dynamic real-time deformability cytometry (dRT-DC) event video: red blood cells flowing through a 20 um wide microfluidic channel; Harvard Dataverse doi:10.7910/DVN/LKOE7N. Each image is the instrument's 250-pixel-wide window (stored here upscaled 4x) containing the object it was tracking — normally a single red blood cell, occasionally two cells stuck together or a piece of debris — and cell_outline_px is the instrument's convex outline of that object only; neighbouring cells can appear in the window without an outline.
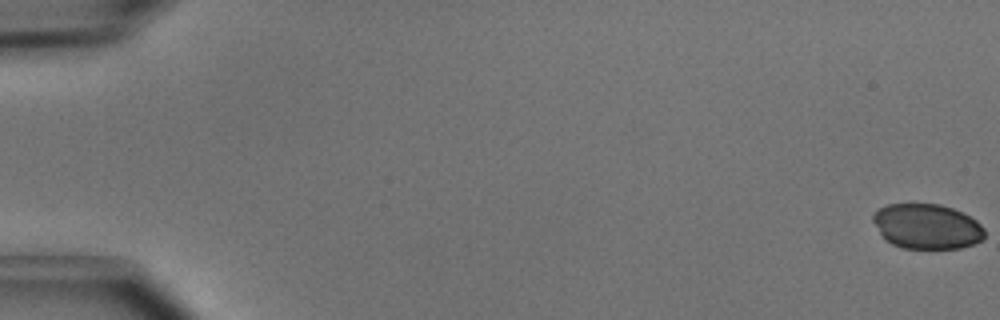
{"species": "common noctule bat (a hibernating species)", "species_latin": "Nyctalus noctula", "temperature_condition": "cold", "stored_images_in_passage": 51, "camera_frame_rate_fps": 3000, "um_per_image_px": 0.085, "animal": {"sex": "male", "body_mass_g": 15.6}, "frame": {"image": 1, "passage_image": 1, "time_ms": 0.0, "image_size_px": [1000, 320], "cell_outline_px": [[984, 236], [980, 240], [972, 244], [960, 248], [904, 248], [892, 244], [880, 236], [872, 220], [872, 216], [880, 208], [888, 204], [940, 204], [964, 212], [976, 220], [984, 228]], "centroid_in_image_um": [78.77, 19.24], "position_along_channel_um": 6.2, "area_um2": 29.3}}
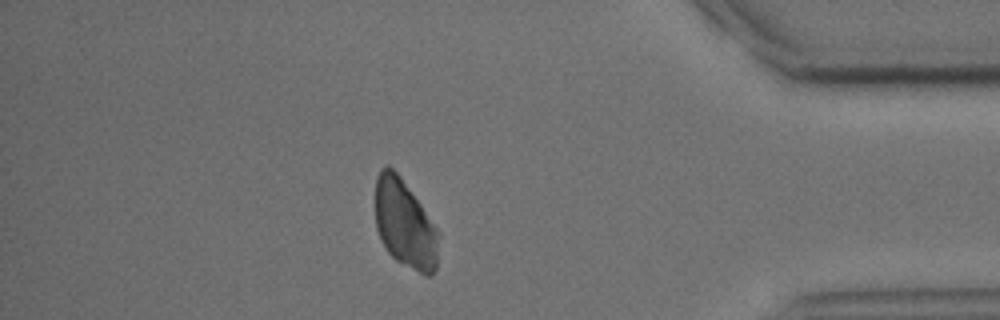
{"frame": {"image": 2, "passage_image": 45, "time_ms": 14.667, "image_size_px": [1000, 320], "cell_outline_px": [[436, 268], [432, 276], [424, 276], [396, 260], [388, 252], [376, 228], [376, 176], [380, 168], [388, 164], [400, 176], [420, 204], [436, 228]], "centroid_in_image_um": [34.37, 19.03], "position_along_channel_um": 400.8, "area_um2": 31.91}}